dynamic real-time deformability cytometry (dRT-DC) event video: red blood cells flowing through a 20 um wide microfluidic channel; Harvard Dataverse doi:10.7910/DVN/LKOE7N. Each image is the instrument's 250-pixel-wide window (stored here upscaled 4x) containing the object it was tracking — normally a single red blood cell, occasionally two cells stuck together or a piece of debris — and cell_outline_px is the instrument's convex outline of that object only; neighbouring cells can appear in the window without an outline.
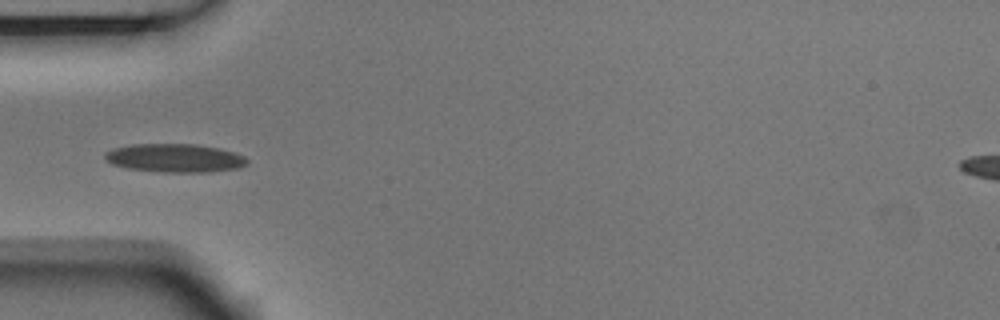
{"species": "Egyptian fruit bat (a non-hibernating species)", "species_latin": "Rousettus aegyptiacus", "temperature_condition": "room temperature", "stored_images_in_passage": 7, "camera_frame_rate_fps": 3000, "um_per_image_px": 0.085, "animal": {"sex": "male"}, "frame": {"image": 1, "passage_image": 4, "time_ms": 1.0, "image_size_px": [1000, 320], "cell_outline_px": [[248, 164], [236, 168], [212, 172], [160, 172], [128, 168], [112, 164], [104, 160], [104, 152], [112, 148], [132, 144], [192, 144], [220, 148], [244, 156], [248, 160]], "centroid_in_image_um": [14.82, 13.43], "position_along_channel_um": 70.2, "area_um2": 23.7}}
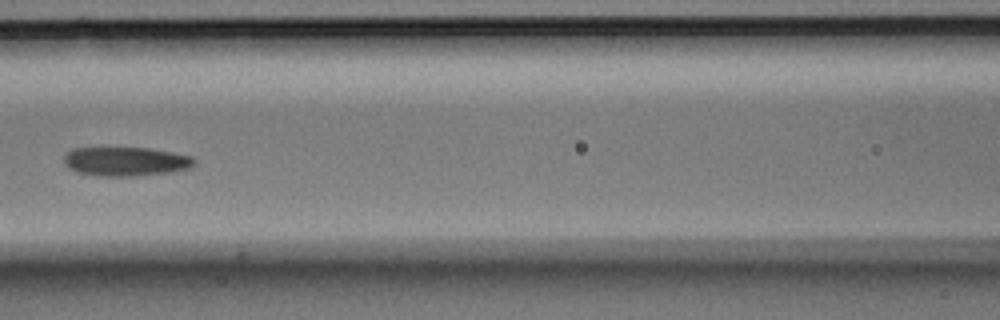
{"frame": {"image": 2, "passage_image": 6, "time_ms": 1.667, "image_size_px": [1000, 320], "cell_outline_px": [[196, 160], [188, 168], [172, 172], [136, 176], [100, 176], [76, 172], [68, 168], [64, 164], [64, 156], [72, 148], [148, 148], [172, 152], [192, 156]], "centroid_in_image_um": [10.66, 13.73], "position_along_channel_um": 155.9, "area_um2": 22.08}}
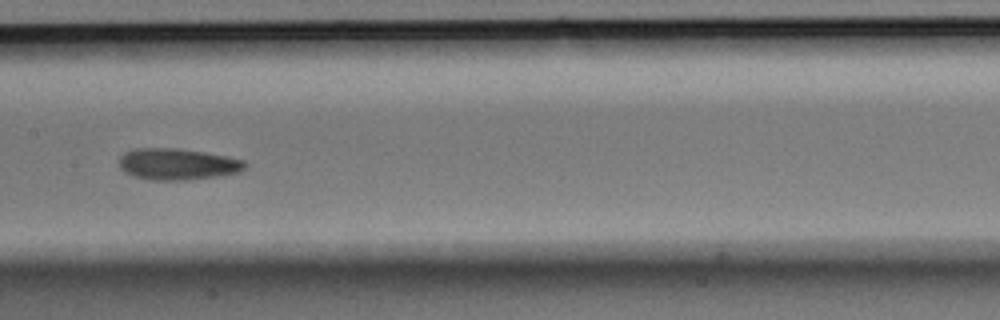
{"frame": {"image": 3, "passage_image": 7, "time_ms": 2.0, "image_size_px": [1000, 320], "cell_outline_px": [[248, 164], [240, 172], [220, 176], [184, 180], [148, 180], [124, 172], [120, 168], [120, 156], [124, 152], [136, 148], [176, 148], [204, 152], [244, 160]], "centroid_in_image_um": [15.09, 13.95], "position_along_channel_um": 192.3, "area_um2": 23.06}}